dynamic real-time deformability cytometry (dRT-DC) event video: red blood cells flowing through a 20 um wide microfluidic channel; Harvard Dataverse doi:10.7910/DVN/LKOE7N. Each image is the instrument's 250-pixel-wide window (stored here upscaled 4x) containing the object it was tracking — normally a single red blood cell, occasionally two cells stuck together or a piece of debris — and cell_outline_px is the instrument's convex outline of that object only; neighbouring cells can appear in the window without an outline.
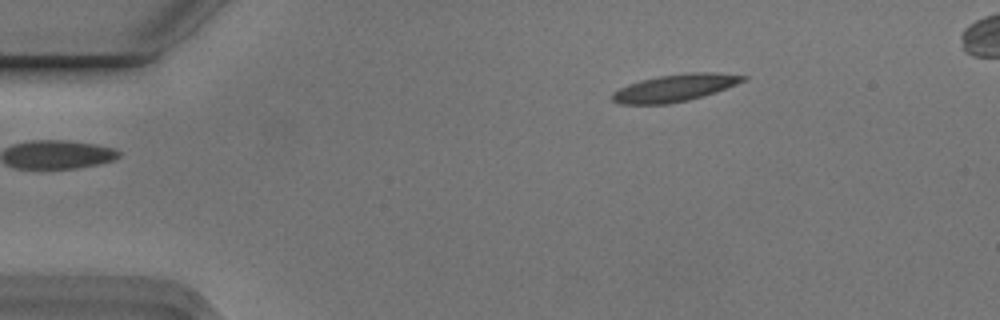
{"species": "Egyptian fruit bat (a non-hibernating species)", "species_latin": "Rousettus aegyptiacus", "temperature_condition": "cold", "stored_images_in_passage": 3, "camera_frame_rate_fps": 3000, "um_per_image_px": 0.085, "animal": {"sex": "male"}, "frame": {"image": 1, "passage_image": 1, "time_ms": 0.0, "image_size_px": [1000, 320], "cell_outline_px": [[748, 76], [744, 80], [736, 84], [716, 92], [688, 100], [668, 104], [620, 104], [612, 100], [612, 92], [628, 84], [640, 80], [660, 76], [692, 72], [716, 72]], "centroid_in_image_um": [57.35, 7.47], "position_along_channel_um": 27.7, "area_um2": 20.58}}